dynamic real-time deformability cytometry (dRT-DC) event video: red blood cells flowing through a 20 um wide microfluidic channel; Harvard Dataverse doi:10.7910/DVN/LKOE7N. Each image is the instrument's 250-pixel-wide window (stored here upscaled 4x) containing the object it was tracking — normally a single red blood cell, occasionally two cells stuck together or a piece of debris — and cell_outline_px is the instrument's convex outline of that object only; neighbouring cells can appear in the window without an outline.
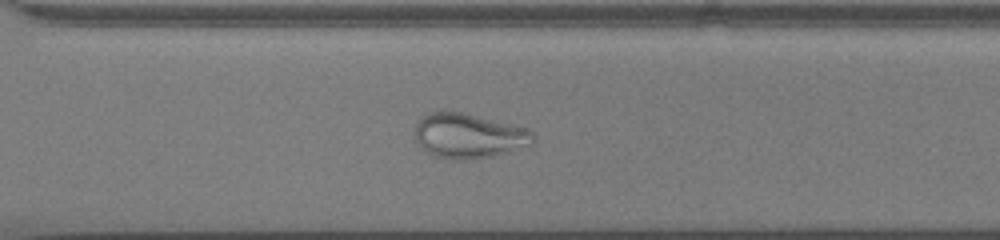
{"species": "common noctule bat (a hibernating species)", "species_latin": "Nyctalus noctula", "temperature_condition": "cold", "stored_images_in_passage": 54, "camera_frame_rate_fps": 3000, "um_per_image_px": 0.085, "animal": {"sex": "male", "body_mass_g": 13.0, "forearm_length_mm": 53.1}, "frame": {"image": 1, "passage_image": 39, "time_ms": 12.667, "image_size_px": [1000, 240], "cell_outline_px": [[536, 140], [532, 144], [508, 152], [492, 156], [464, 160], [452, 160], [432, 156], [424, 152], [420, 148], [416, 140], [416, 120], [428, 112], [436, 108], [440, 108], [464, 112], [528, 128], [536, 136]], "centroid_in_image_um": [39.79, 11.51], "position_along_channel_um": 330.8, "area_um2": 31.91}}